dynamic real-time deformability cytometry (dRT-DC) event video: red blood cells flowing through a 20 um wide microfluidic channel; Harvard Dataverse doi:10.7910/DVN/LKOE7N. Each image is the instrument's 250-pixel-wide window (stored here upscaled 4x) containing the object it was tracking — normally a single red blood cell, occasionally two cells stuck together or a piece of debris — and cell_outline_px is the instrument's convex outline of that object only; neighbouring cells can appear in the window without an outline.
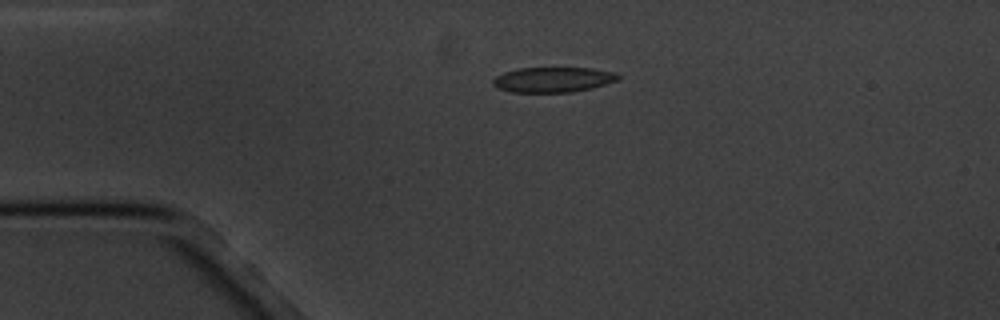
{"species": "common noctule bat (a hibernating species)", "species_latin": "Nyctalus noctula", "temperature_condition": "cold", "stored_images_in_passage": 3, "camera_frame_rate_fps": 3000, "um_per_image_px": 0.085, "animal": {"sex": "male", "body_mass_g": 20.1, "forearm_length_mm": 53.5}, "frame": {"image": 1, "passage_image": 2, "time_ms": 2.0, "image_size_px": [1000, 320], "cell_outline_px": [[620, 76], [616, 80], [592, 88], [572, 92], [512, 92], [496, 88], [492, 84], [492, 80], [496, 76], [504, 72], [520, 68], [592, 68], [612, 72]], "centroid_in_image_um": [46.95, 6.77], "position_along_channel_um": 38.1, "area_um2": 18.21}}